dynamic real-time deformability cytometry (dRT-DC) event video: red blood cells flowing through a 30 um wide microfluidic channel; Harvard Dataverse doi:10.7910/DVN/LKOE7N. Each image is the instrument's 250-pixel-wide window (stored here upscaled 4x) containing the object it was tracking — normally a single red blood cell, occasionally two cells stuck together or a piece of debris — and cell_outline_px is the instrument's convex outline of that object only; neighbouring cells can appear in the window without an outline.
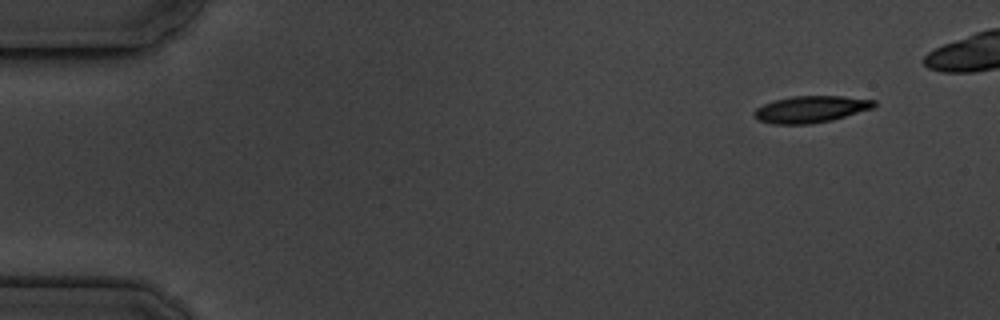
{"species": "common noctule bat (a hibernating species)", "species_latin": "Nyctalus noctula", "temperature_condition": "cold", "stored_images_in_passage": 4, "camera_frame_rate_fps": 3000, "um_per_image_px": 0.085, "animal": {"sex": "male", "body_mass_g": 19.5, "forearm_length_mm": 54.6}, "frame": {"image": 1, "passage_image": 1, "time_ms": 0.0, "image_size_px": [1000, 320], "cell_outline_px": [[876, 104], [872, 108], [832, 120], [808, 124], [772, 124], [760, 120], [752, 116], [752, 112], [756, 108], [764, 104], [776, 100], [792, 96], [840, 96], [876, 100]], "centroid_in_image_um": [68.88, 9.29], "position_along_channel_um": 16.1, "area_um2": 18.55}}